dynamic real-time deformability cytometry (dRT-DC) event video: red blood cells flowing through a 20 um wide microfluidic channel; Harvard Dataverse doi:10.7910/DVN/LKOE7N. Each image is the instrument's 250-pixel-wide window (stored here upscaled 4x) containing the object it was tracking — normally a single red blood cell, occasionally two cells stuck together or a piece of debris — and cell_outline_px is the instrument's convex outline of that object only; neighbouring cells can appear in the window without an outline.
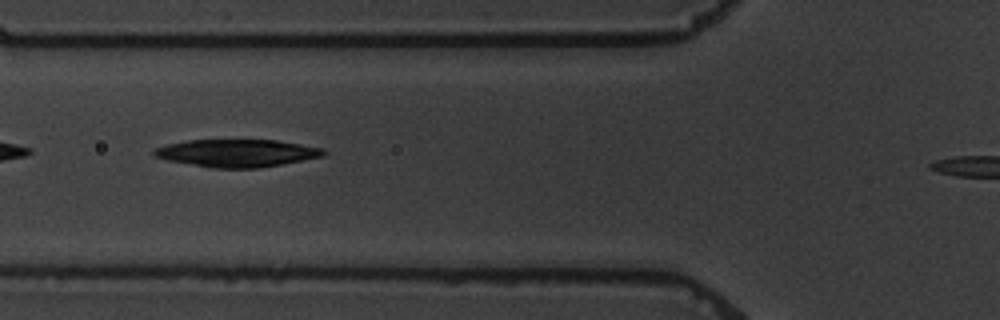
{"species": "common noctule bat (a hibernating species)", "species_latin": "Nyctalus noctula", "temperature_condition": "warm", "stored_images_in_passage": 7, "segment_of_instrument_passage": [1, 2], "camera_frame_rate_fps": 3000, "um_per_image_px": 0.085, "animal": {"sex": "male", "body_mass_g": 19.5, "forearm_length_mm": 54.6}, "frame": {"image": 1, "passage_image": 6, "time_ms": 6.0, "image_size_px": [1000, 320], "cell_outline_px": [[328, 152], [324, 156], [280, 164], [256, 168], [212, 168], [168, 160], [156, 156], [152, 152], [156, 148], [168, 144], [188, 140], [276, 140], [324, 148]], "centroid_in_image_um": [20.17, 13.01], "position_along_channel_um": 105.6, "area_um2": 26.99}}